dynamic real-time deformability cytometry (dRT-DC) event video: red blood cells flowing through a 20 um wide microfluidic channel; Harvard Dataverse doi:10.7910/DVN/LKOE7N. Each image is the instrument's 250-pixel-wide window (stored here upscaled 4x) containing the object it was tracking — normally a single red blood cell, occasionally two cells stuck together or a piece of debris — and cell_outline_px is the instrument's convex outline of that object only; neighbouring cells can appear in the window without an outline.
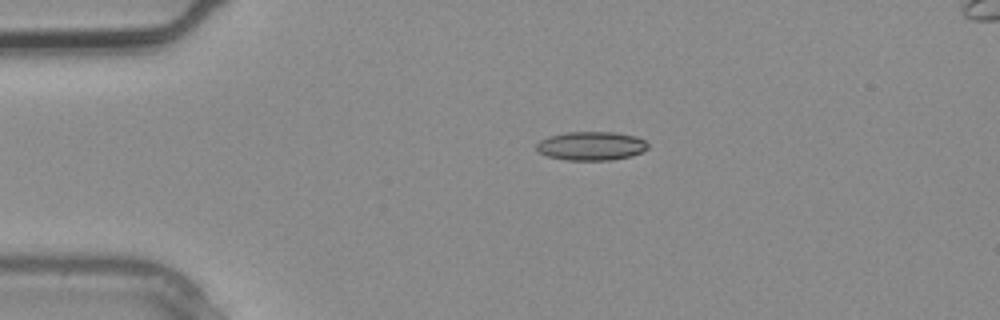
{"species": "common noctule bat (a hibernating species)", "species_latin": "Nyctalus noctula", "temperature_condition": "warm", "stored_images_in_passage": 1, "camera_frame_rate_fps": 3000, "um_per_image_px": 0.085, "animal": {"sex": "male", "body_mass_g": 20.4}, "frame": {"image": 1, "passage_image": 1, "time_ms": 0.0, "image_size_px": [1000, 320], "cell_outline_px": [[648, 148], [640, 152], [628, 156], [612, 160], [568, 160], [548, 156], [540, 152], [536, 148], [536, 144], [540, 140], [548, 136], [564, 132], [616, 132], [636, 136], [644, 140], [648, 144]], "centroid_in_image_um": [50.24, 12.39], "position_along_channel_um": 34.8, "area_um2": 18.61}}